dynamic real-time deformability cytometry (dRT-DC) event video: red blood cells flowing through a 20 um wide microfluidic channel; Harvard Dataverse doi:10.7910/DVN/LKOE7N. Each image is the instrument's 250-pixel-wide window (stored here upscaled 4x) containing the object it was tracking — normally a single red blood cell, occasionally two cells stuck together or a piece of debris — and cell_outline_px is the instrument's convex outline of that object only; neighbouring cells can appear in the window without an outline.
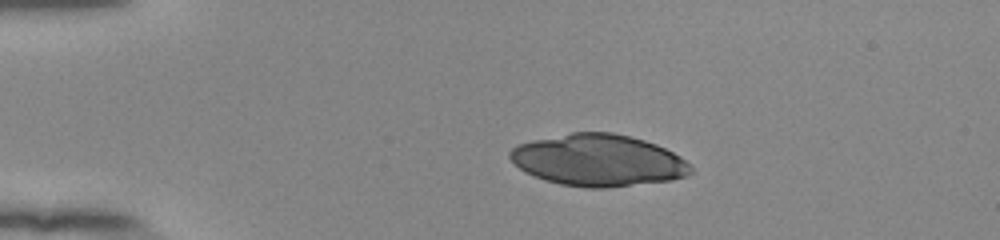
{"species": "human", "species_latin": "Homo sapiens", "temperature_condition": "room temperature", "stored_images_in_passage": 42, "camera_frame_rate_fps": 3000, "um_per_image_px": 0.085, "donor": {"sex": "female"}, "frame": {"image": 1, "passage_image": 1, "time_ms": 0.0, "image_size_px": [1000, 240], "cell_outline_px": [[696, 168], [688, 176], [672, 180], [608, 188], [588, 188], [560, 184], [544, 180], [524, 172], [508, 156], [508, 152], [516, 144], [532, 140], [572, 132], [612, 132], [644, 140], [656, 144], [680, 156]], "centroid_in_image_um": [50.87, 13.63], "position_along_channel_um": 34.1, "area_um2": 54.91}}